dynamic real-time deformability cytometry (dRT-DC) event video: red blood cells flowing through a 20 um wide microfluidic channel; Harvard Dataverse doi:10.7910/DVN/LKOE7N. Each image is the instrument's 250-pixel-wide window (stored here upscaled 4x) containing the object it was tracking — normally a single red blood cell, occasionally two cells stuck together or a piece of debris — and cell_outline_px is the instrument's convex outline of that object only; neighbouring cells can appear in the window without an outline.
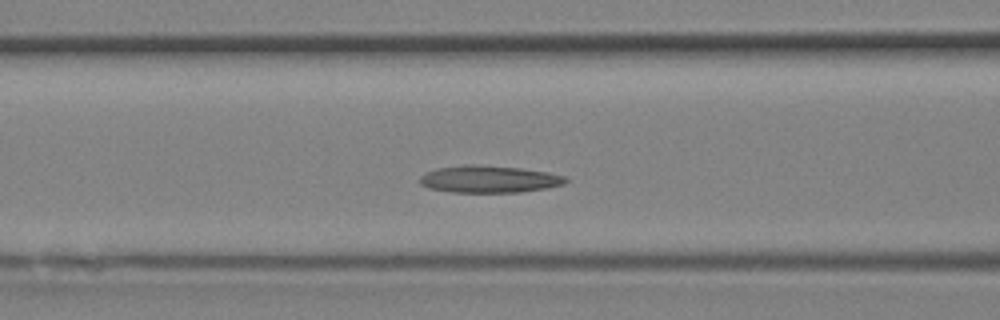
{"species": "Egyptian fruit bat (a non-hibernating species)", "species_latin": "Rousettus aegyptiacus", "temperature_condition": "room temperature", "stored_images_in_passage": 15, "camera_frame_rate_fps": 3000, "um_per_image_px": 0.085, "animal": {"sex": "female"}, "frame": {"image": 1, "passage_image": 9, "time_ms": 2.667, "image_size_px": [1000, 320], "cell_outline_px": [[568, 180], [564, 184], [544, 188], [520, 192], [452, 192], [428, 188], [420, 184], [420, 176], [436, 168], [464, 164], [476, 164], [520, 168], [548, 172], [564, 176]], "centroid_in_image_um": [41.54, 15.22], "position_along_channel_um": 125.1, "area_um2": 23.0}}
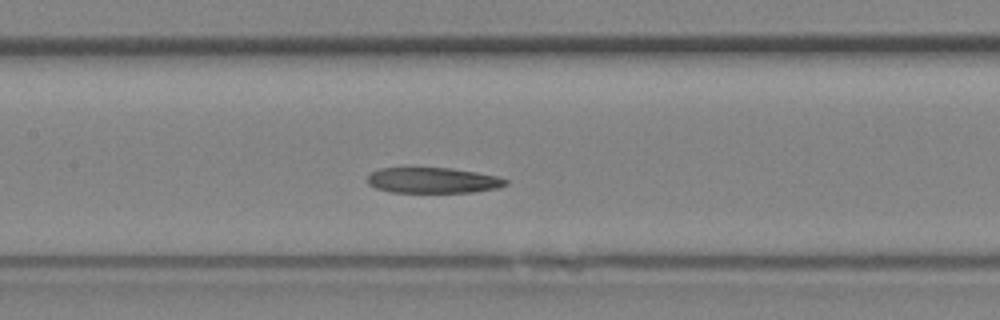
{"frame": {"image": 2, "passage_image": 11, "time_ms": 3.333, "image_size_px": [1000, 320], "cell_outline_px": [[508, 184], [496, 188], [472, 192], [392, 192], [376, 188], [368, 184], [368, 176], [372, 172], [380, 168], [448, 168], [476, 172], [496, 176], [508, 180]], "centroid_in_image_um": [36.79, 15.33], "position_along_channel_um": 170.6, "area_um2": 20.4}}
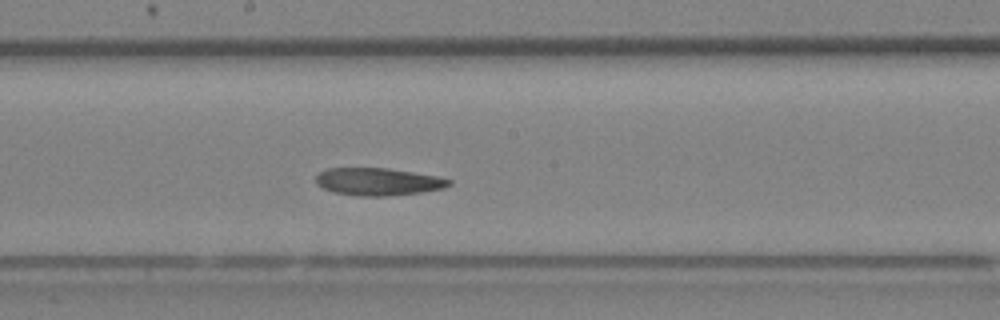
{"frame": {"image": 3, "passage_image": 13, "time_ms": 4.0, "image_size_px": [1000, 320], "cell_outline_px": [[452, 184], [444, 188], [420, 192], [388, 196], [356, 196], [336, 192], [324, 188], [316, 184], [316, 176], [320, 172], [328, 168], [388, 168], [436, 176], [452, 180]], "centroid_in_image_um": [32.14, 15.44], "position_along_channel_um": 216.1, "area_um2": 21.21}}